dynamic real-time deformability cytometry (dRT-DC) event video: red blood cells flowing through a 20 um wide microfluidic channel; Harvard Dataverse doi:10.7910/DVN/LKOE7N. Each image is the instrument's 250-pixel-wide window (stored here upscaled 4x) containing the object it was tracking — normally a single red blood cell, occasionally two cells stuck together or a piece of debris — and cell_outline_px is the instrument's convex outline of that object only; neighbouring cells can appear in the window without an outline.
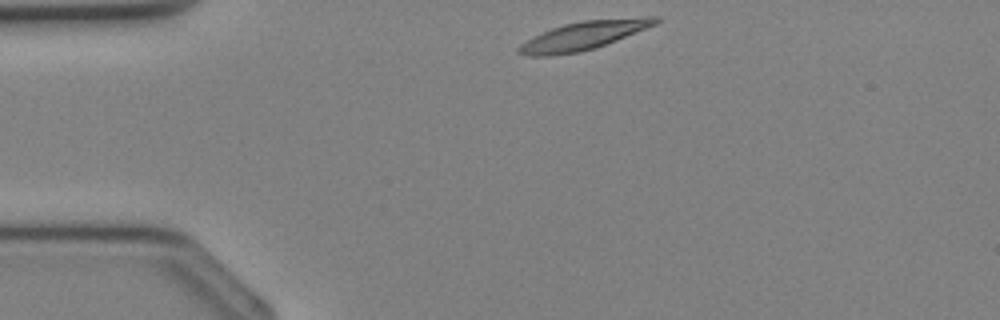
{"species": "Egyptian fruit bat (a non-hibernating species)", "species_latin": "Rousettus aegyptiacus", "temperature_condition": "cold", "stored_images_in_passage": 29, "camera_frame_rate_fps": 3000, "um_per_image_px": 0.085, "animal": {"sex": "female"}, "frame": {"image": 1, "passage_image": 1, "time_ms": 0.0, "image_size_px": [1000, 320], "cell_outline_px": [[660, 20], [656, 24], [596, 48], [580, 52], [548, 56], [532, 56], [516, 52], [516, 48], [520, 44], [532, 36], [552, 28], [564, 24], [584, 20], [644, 16], [660, 16]], "centroid_in_image_um": [49.6, 3.02], "position_along_channel_um": 35.4, "area_um2": 22.72}}
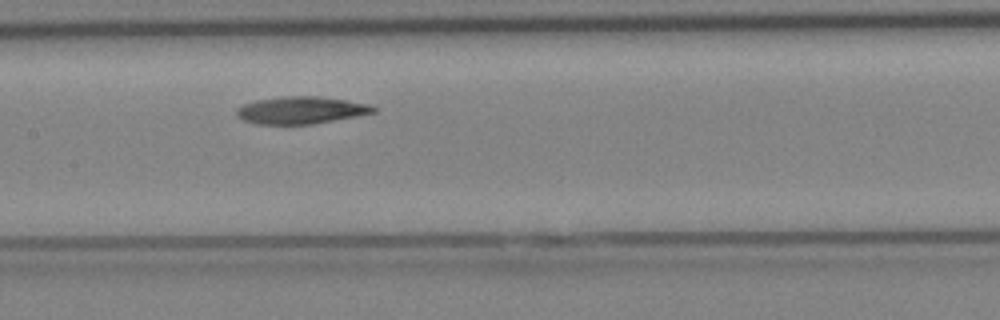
{"frame": {"image": 2, "passage_image": 11, "time_ms": 3.333, "image_size_px": [1000, 320], "cell_outline_px": [[376, 112], [356, 116], [312, 124], [256, 124], [244, 120], [236, 116], [236, 108], [244, 104], [256, 100], [284, 96], [316, 96], [344, 100], [368, 104], [376, 108]], "centroid_in_image_um": [25.54, 9.37], "position_along_channel_um": 181.9, "area_um2": 21.56}}
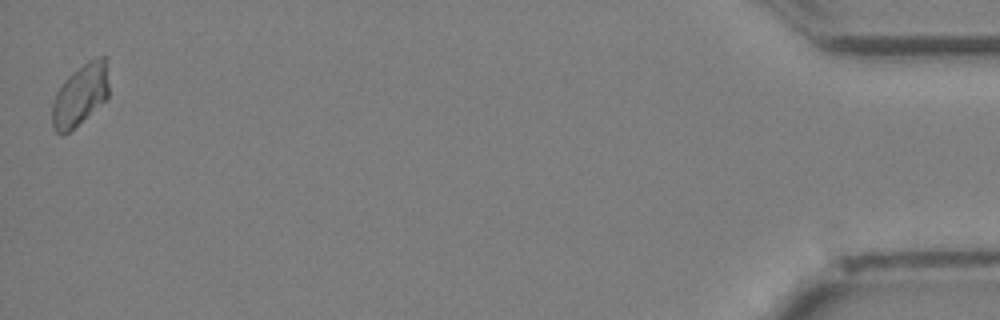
{"frame": {"image": 3, "passage_image": 29, "time_ms": 9.333, "image_size_px": [1000, 320], "cell_outline_px": [[108, 96], [104, 100], [68, 132], [60, 136], [56, 132], [52, 124], [52, 104], [56, 92], [64, 80], [72, 72], [88, 60], [96, 56], [104, 56], [108, 84]], "centroid_in_image_um": [6.78, 8.05], "position_along_channel_um": 428.4, "area_um2": 19.88}}